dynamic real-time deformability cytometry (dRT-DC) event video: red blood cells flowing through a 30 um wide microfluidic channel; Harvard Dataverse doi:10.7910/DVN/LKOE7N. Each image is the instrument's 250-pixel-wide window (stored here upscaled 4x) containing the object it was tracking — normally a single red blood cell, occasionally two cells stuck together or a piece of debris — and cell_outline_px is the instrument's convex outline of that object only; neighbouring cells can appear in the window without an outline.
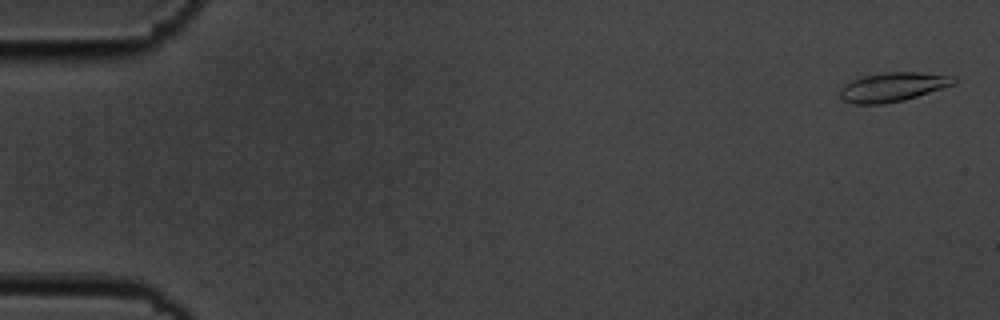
{"species": "common noctule bat (a hibernating species)", "species_latin": "Nyctalus noctula", "temperature_condition": "cold", "stored_images_in_passage": 11, "camera_frame_rate_fps": 3000, "um_per_image_px": 0.085, "animal": {"sex": "male", "body_mass_g": 19.5, "forearm_length_mm": 54.6}, "frame": {"image": 1, "passage_image": 1, "time_ms": 0.0, "image_size_px": [1000, 320], "cell_outline_px": [[956, 84], [904, 100], [884, 104], [856, 104], [844, 100], [840, 96], [840, 88], [844, 84], [852, 80], [864, 76], [888, 72], [916, 72], [956, 76]], "centroid_in_image_um": [75.91, 7.39], "position_along_channel_um": 9.1, "area_um2": 19.25}}
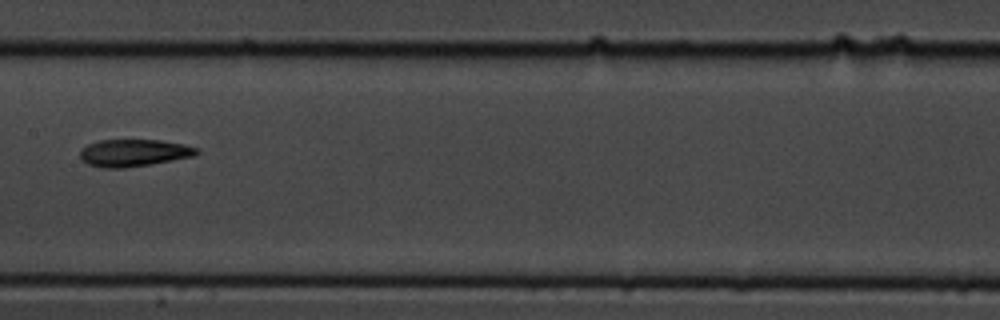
{"frame": {"image": 2, "passage_image": 8, "time_ms": 2.333, "image_size_px": [1000, 320], "cell_outline_px": [[200, 152], [196, 156], [152, 164], [124, 168], [104, 168], [88, 164], [80, 160], [80, 148], [88, 144], [100, 140], [160, 140], [184, 144], [200, 148]], "centroid_in_image_um": [11.4, 12.99], "position_along_channel_um": 196.0, "area_um2": 18.79}}
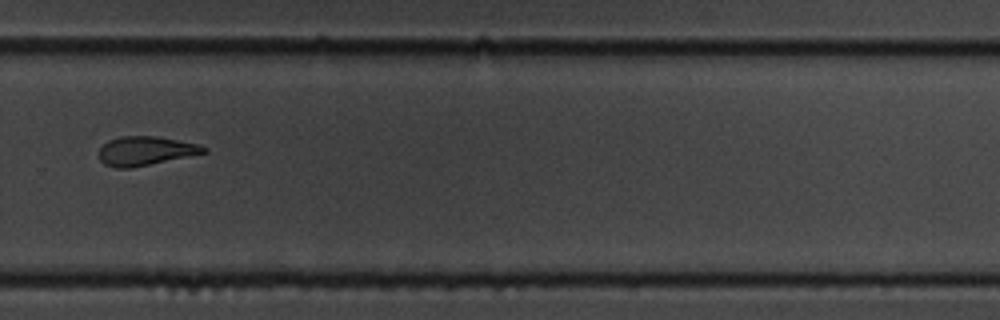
{"frame": {"image": 3, "passage_image": 11, "time_ms": 3.333, "image_size_px": [1000, 320], "cell_outline_px": [[208, 152], [132, 168], [116, 168], [104, 164], [100, 160], [100, 148], [108, 140], [120, 136], [156, 136], [196, 144], [208, 148]], "centroid_in_image_um": [12.35, 12.83], "position_along_channel_um": 317.5, "area_um2": 17.57}}